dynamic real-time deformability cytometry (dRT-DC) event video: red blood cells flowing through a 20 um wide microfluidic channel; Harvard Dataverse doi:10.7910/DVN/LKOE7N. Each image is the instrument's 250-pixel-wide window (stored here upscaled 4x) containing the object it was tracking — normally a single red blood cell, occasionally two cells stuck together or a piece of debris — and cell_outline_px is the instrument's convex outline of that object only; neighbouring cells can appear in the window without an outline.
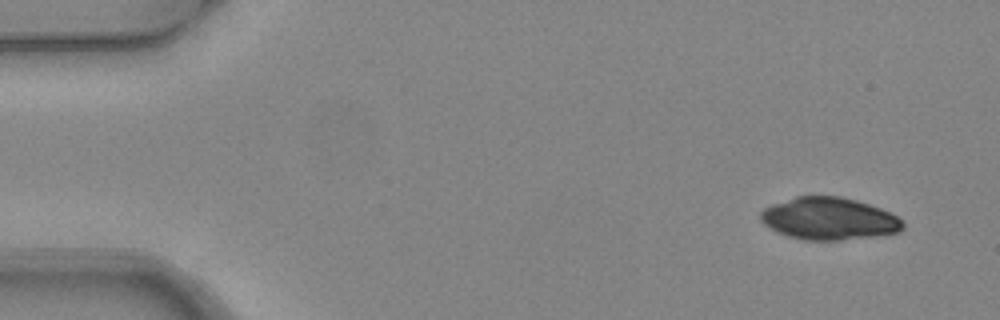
{"species": "common noctule bat (a hibernating species)", "species_latin": "Nyctalus noctula", "temperature_condition": "warm", "stored_images_in_passage": 5, "segment_of_instrument_passage": [1, 2], "camera_frame_rate_fps": 3000, "um_per_image_px": 0.085, "animal": {"sex": "female", "body_mass_g": 24.6, "forearm_length_mm": 56.2}, "frame": {"image": 1, "passage_image": 1, "time_ms": 0.0, "image_size_px": [1000, 320], "cell_outline_px": [[904, 228], [900, 232], [872, 236], [840, 240], [804, 240], [788, 236], [776, 232], [764, 224], [760, 220], [760, 212], [764, 208], [772, 204], [796, 196], [840, 196], [856, 200], [880, 208], [896, 216], [904, 224]], "centroid_in_image_um": [70.43, 18.59], "position_along_channel_um": 14.6, "area_um2": 34.97}}